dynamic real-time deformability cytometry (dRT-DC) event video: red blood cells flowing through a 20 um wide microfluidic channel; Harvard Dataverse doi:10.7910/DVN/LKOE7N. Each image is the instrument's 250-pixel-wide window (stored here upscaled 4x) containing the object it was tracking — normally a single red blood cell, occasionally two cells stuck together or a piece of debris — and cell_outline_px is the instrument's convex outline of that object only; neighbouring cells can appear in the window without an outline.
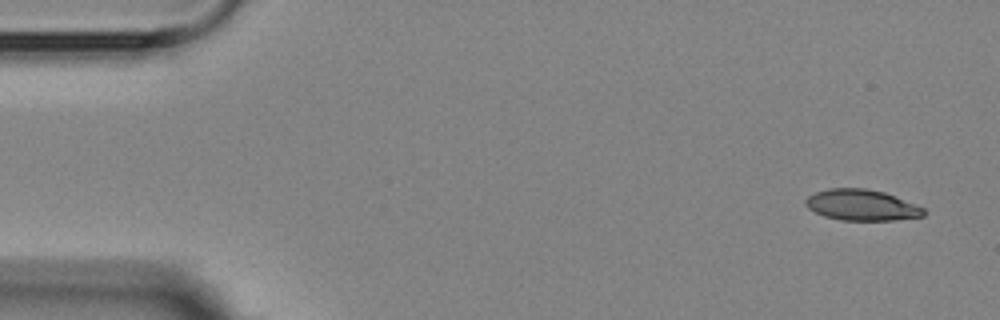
{"species": "Egyptian fruit bat (a non-hibernating species)", "species_latin": "Rousettus aegyptiacus", "temperature_condition": "room temperature", "stored_images_in_passage": 3, "camera_frame_rate_fps": 3000, "um_per_image_px": 0.085, "animal": {"sex": "female"}, "frame": {"image": 1, "passage_image": 1, "time_ms": 0.0, "image_size_px": [1000, 320], "cell_outline_px": [[924, 216], [892, 220], [840, 220], [824, 216], [808, 208], [804, 204], [804, 200], [808, 196], [816, 192], [828, 188], [864, 188], [884, 192], [924, 208]], "centroid_in_image_um": [73.19, 17.43], "position_along_channel_um": 11.8, "area_um2": 21.15}}